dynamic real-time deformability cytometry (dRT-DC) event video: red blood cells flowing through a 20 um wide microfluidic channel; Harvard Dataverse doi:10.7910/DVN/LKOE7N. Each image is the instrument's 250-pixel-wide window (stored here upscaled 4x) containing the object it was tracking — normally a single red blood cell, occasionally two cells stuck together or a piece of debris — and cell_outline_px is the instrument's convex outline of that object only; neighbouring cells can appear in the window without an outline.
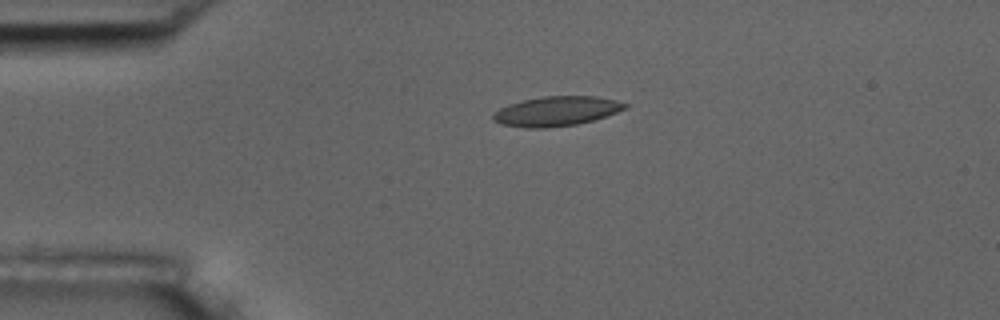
{"species": "common noctule bat (a hibernating species)", "species_latin": "Nyctalus noctula", "temperature_condition": "room temperature", "stored_images_in_passage": 2, "camera_frame_rate_fps": 3000, "um_per_image_px": 0.085, "animal": {"sex": "male", "body_mass_g": 17.5, "forearm_length_mm": 52.3}, "frame": {"image": 1, "passage_image": 1, "time_ms": 0.0, "image_size_px": [1000, 320], "cell_outline_px": [[628, 108], [592, 120], [576, 124], [544, 128], [524, 128], [500, 124], [492, 120], [492, 116], [500, 108], [508, 104], [540, 96], [596, 96], [616, 100], [628, 104]], "centroid_in_image_um": [47.27, 9.45], "position_along_channel_um": 37.7, "area_um2": 22.72}}